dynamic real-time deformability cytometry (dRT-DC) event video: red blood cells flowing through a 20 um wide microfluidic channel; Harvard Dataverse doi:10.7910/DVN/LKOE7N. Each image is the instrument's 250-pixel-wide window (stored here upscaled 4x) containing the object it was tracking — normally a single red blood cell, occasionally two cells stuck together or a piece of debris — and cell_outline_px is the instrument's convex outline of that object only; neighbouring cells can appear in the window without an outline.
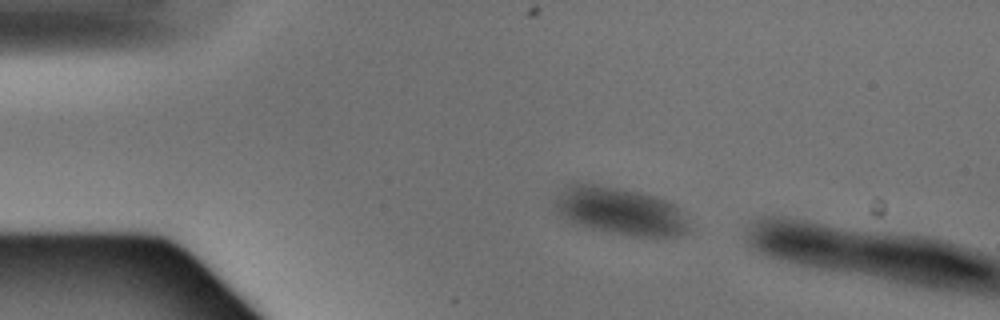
{"species": "Egyptian fruit bat (a non-hibernating species)", "species_latin": "Rousettus aegyptiacus", "temperature_condition": "warm", "stored_images_in_passage": 2, "camera_frame_rate_fps": 3000, "um_per_image_px": 0.085, "animal": {"sex": "male"}, "frame": {"image": 1, "passage_image": 1, "time_ms": 0.0, "image_size_px": [1000, 320], "cell_outline_px": [[692, 232], [680, 236], [628, 236], [592, 228], [580, 224], [572, 220], [560, 212], [556, 208], [556, 200], [568, 184], [592, 184], [616, 188], [656, 196], [668, 200], [676, 204], [688, 212], [692, 228]], "centroid_in_image_um": [52.95, 17.97], "position_along_channel_um": 32.1, "area_um2": 36.99}}